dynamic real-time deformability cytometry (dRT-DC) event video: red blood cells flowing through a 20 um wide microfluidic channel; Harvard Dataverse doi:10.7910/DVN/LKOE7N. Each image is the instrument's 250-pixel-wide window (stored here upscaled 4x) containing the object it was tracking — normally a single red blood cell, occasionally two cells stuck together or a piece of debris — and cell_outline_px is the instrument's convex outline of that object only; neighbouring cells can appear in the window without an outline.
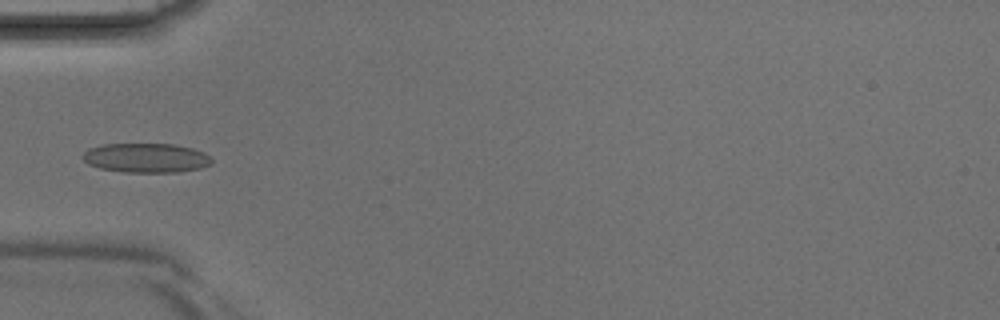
{"species": "Egyptian fruit bat (a non-hibernating species)", "species_latin": "Rousettus aegyptiacus", "temperature_condition": "room temperature", "stored_images_in_passage": 3, "camera_frame_rate_fps": 3000, "um_per_image_px": 0.085, "animal": {"sex": "male"}, "frame": {"image": 1, "passage_image": 3, "time_ms": 0.667, "image_size_px": [1000, 320], "cell_outline_px": [[212, 164], [200, 168], [176, 172], [124, 172], [100, 168], [88, 164], [80, 156], [88, 148], [100, 144], [176, 144], [192, 148], [204, 152], [212, 160]], "centroid_in_image_um": [12.39, 13.41], "position_along_channel_um": 72.6, "area_um2": 22.2}}